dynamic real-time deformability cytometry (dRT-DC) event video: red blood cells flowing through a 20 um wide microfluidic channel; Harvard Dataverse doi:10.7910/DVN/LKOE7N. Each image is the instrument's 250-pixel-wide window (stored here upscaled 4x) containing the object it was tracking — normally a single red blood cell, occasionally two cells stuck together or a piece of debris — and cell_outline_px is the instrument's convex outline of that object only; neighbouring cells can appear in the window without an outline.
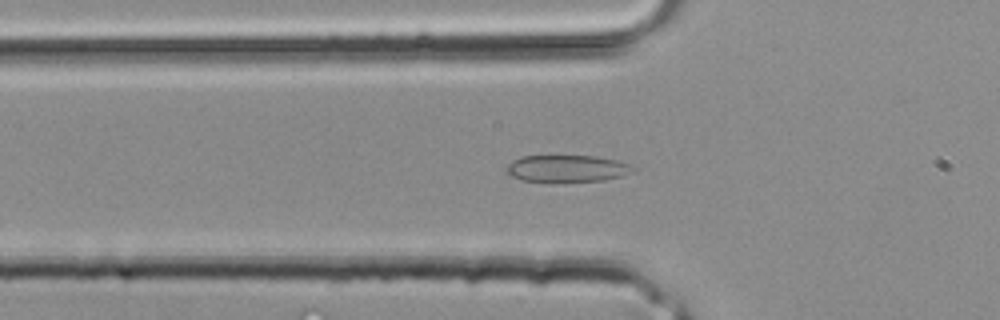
{"species": "common noctule bat (a hibernating species)", "species_latin": "Nyctalus noctula", "temperature_condition": "room temperature", "stored_images_in_passage": 26, "camera_frame_rate_fps": 3000, "um_per_image_px": 0.085, "animal": {"sex": "male", "body_mass_g": 20.4}, "frame": {"image": 1, "passage_image": 3, "time_ms": 0.667, "image_size_px": [1000, 320], "cell_outline_px": [[636, 172], [604, 180], [520, 180], [512, 176], [504, 168], [512, 160], [520, 156], [596, 156], [616, 160], [628, 164], [636, 168]], "centroid_in_image_um": [48.21, 14.29], "position_along_channel_um": 77.6, "area_um2": 19.42}}
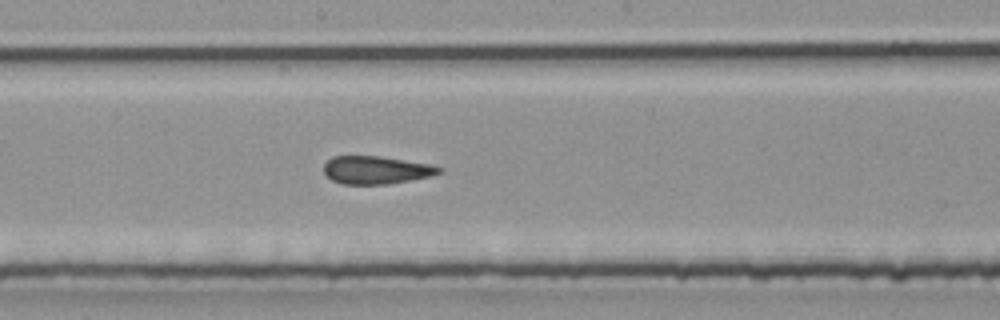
{"frame": {"image": 2, "passage_image": 10, "time_ms": 3.0, "image_size_px": [1000, 320], "cell_outline_px": [[444, 168], [440, 172], [432, 176], [384, 184], [344, 184], [332, 180], [324, 172], [324, 164], [332, 156], [380, 156], [428, 164]], "centroid_in_image_um": [31.95, 14.44], "position_along_channel_um": 216.2, "area_um2": 18.5}}
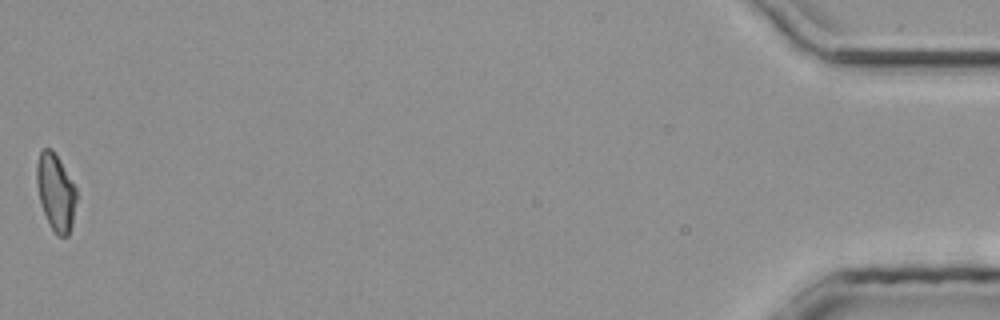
{"frame": {"image": 3, "passage_image": 26, "time_ms": 8.333, "image_size_px": [1000, 320], "cell_outline_px": [[76, 200], [72, 224], [68, 236], [56, 236], [44, 212], [40, 200], [36, 184], [36, 164], [40, 148], [52, 148], [56, 152], [76, 188]], "centroid_in_image_um": [4.72, 16.27], "position_along_channel_um": 430.5, "area_um2": 17.92}}